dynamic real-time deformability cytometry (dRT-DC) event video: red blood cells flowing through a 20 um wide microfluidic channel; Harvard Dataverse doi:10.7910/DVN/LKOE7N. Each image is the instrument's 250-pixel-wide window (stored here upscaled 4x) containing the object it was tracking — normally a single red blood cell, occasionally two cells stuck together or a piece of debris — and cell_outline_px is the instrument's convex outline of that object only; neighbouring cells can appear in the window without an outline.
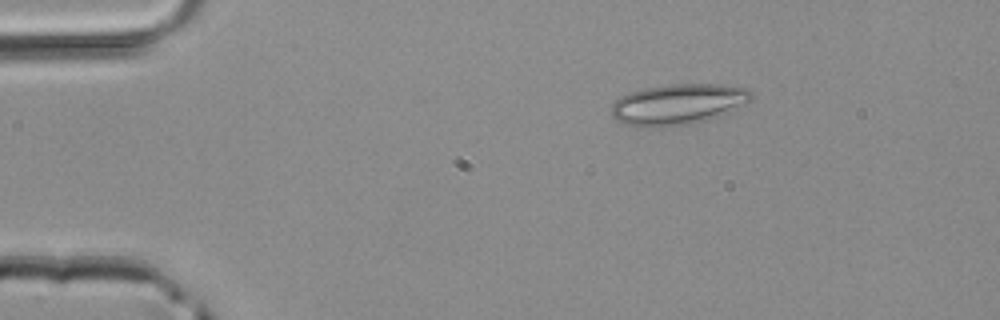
{"species": "common noctule bat (a hibernating species)", "species_latin": "Nyctalus noctula", "temperature_condition": "room temperature", "stored_images_in_passage": 3, "camera_frame_rate_fps": 3000, "um_per_image_px": 0.085, "animal": {"sex": "male", "body_mass_g": 20.4}, "frame": {"image": 1, "passage_image": 1, "time_ms": 0.0, "image_size_px": [1000, 320], "cell_outline_px": [[752, 100], [724, 116], [708, 120], [688, 124], [664, 128], [636, 128], [620, 124], [612, 116], [612, 104], [620, 96], [644, 88], [672, 84], [720, 84], [748, 88], [752, 92]], "centroid_in_image_um": [57.64, 8.9], "position_along_channel_um": 27.4, "area_um2": 34.1}}